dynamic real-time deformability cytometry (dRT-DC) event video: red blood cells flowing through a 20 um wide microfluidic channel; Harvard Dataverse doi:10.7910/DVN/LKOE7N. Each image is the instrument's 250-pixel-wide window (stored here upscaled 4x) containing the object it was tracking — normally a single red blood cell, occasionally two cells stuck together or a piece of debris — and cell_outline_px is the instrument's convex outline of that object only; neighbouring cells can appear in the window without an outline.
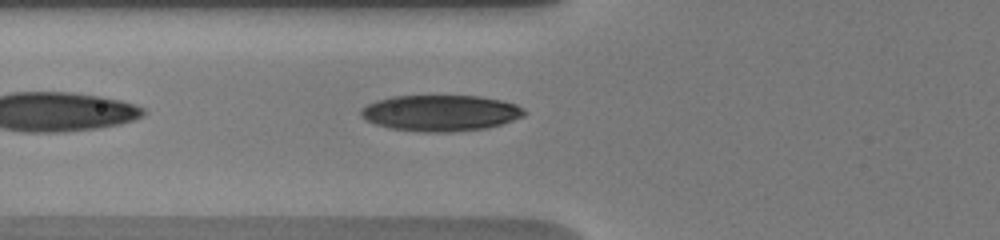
{"species": "human", "species_latin": "Homo sapiens", "temperature_condition": "warm", "stored_images_in_passage": 15, "segment_of_instrument_passage": [2, 2], "camera_frame_rate_fps": 3000, "um_per_image_px": 0.085, "donor": {"sex": "male"}, "frame": {"image": 1, "passage_image": 10, "time_ms": 6.667, "image_size_px": [1000, 240], "cell_outline_px": [[528, 112], [524, 116], [488, 128], [452, 132], [416, 132], [388, 128], [364, 120], [360, 116], [360, 108], [376, 100], [392, 96], [480, 96], [500, 100], [516, 104], [524, 108]], "centroid_in_image_um": [37.42, 9.61], "position_along_channel_um": 88.4, "area_um2": 34.74}}
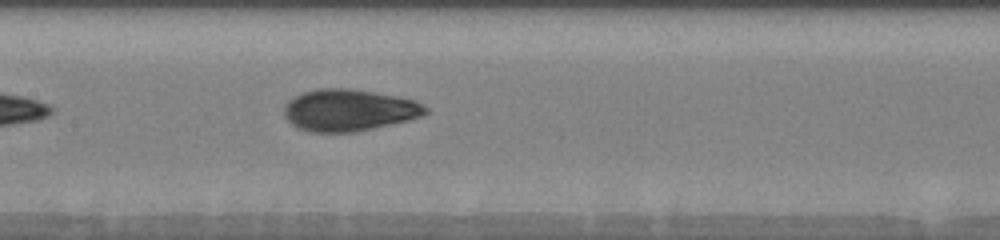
{"frame": {"image": 2, "passage_image": 15, "time_ms": 9.0, "image_size_px": [1000, 240], "cell_outline_px": [[428, 112], [420, 116], [408, 120], [356, 132], [312, 132], [300, 128], [292, 124], [284, 116], [284, 108], [288, 100], [300, 92], [316, 88], [348, 88], [396, 96], [416, 100], [428, 108]], "centroid_in_image_um": [29.64, 9.35], "position_along_channel_um": 177.8, "area_um2": 34.45}}